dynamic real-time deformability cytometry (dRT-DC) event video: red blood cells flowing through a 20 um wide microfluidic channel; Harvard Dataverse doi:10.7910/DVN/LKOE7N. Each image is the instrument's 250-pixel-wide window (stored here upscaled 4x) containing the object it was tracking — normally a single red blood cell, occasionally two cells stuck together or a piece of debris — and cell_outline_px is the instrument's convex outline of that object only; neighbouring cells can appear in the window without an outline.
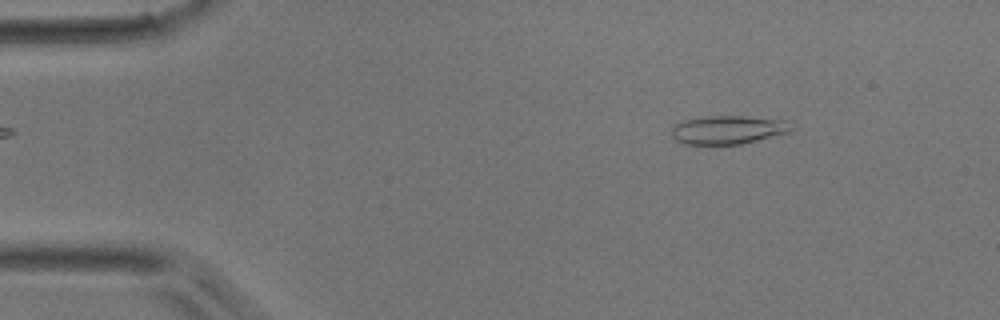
{"species": "common noctule bat (a hibernating species)", "species_latin": "Nyctalus noctula", "temperature_condition": "room temperature", "stored_images_in_passage": 18, "segment_of_instrument_passage": [1, 2], "camera_frame_rate_fps": 3000, "um_per_image_px": 0.085, "animal": {"sex": "male", "body_mass_g": 17.9}, "frame": {"image": 1, "passage_image": 1, "time_ms": 0.0, "image_size_px": [1000, 320], "cell_outline_px": [[796, 128], [788, 132], [740, 144], [684, 144], [676, 140], [672, 136], [672, 124], [684, 120], [704, 116], [744, 116], [792, 120], [796, 124]], "centroid_in_image_um": [61.94, 11.01], "position_along_channel_um": 23.1, "area_um2": 20.23}}
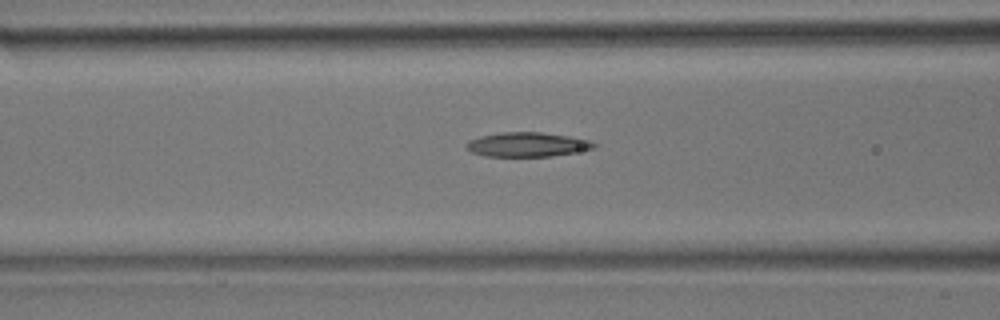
{"frame": {"image": 2, "passage_image": 13, "time_ms": 4.0, "image_size_px": [1000, 320], "cell_outline_px": [[600, 144], [596, 148], [576, 152], [552, 156], [484, 156], [472, 152], [464, 144], [468, 140], [480, 136], [504, 132], [540, 132], [568, 136], [588, 140]], "centroid_in_image_um": [44.84, 12.28], "position_along_channel_um": 121.8, "area_um2": 18.15}}
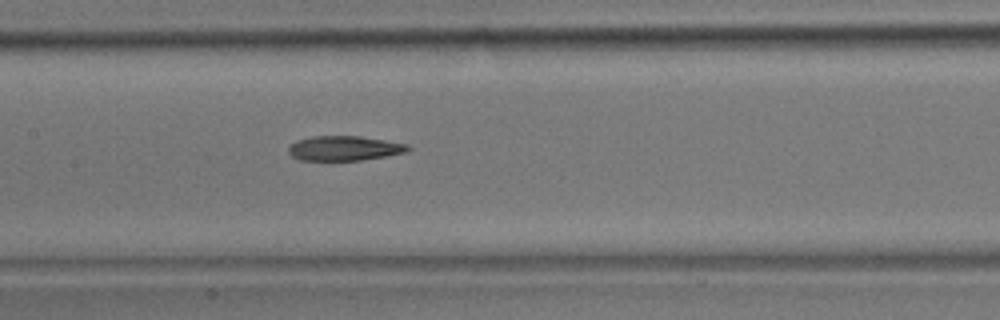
{"frame": {"image": 3, "passage_image": 17, "time_ms": 5.333, "image_size_px": [1000, 320], "cell_outline_px": [[412, 148], [408, 152], [360, 160], [300, 160], [292, 156], [288, 152], [288, 148], [296, 140], [312, 136], [360, 136], [408, 144]], "centroid_in_image_um": [29.27, 12.6], "position_along_channel_um": 178.1, "area_um2": 17.17}}